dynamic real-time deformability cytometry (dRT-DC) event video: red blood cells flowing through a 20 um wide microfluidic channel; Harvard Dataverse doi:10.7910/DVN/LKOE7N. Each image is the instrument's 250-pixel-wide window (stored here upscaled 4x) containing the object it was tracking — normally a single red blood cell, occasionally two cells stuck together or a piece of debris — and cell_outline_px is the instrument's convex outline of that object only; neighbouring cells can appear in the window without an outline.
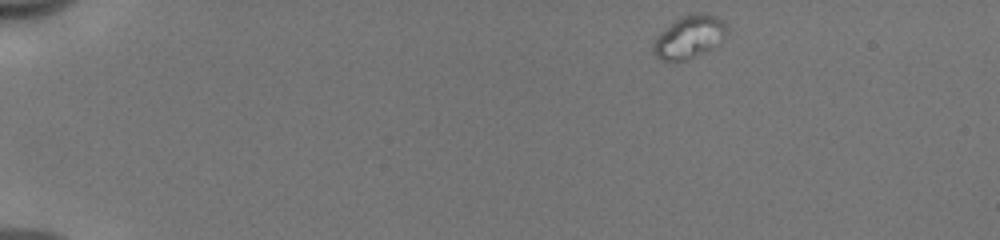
{"species": "human", "species_latin": "Homo sapiens", "temperature_condition": "cold", "stored_images_in_passage": 51, "camera_frame_rate_fps": 3000, "um_per_image_px": 0.085, "donor": {"sex": "male"}, "frame": {"image": 1, "passage_image": 1, "time_ms": 0.0, "image_size_px": [1000, 240], "cell_outline_px": [[728, 32], [720, 44], [688, 60], [664, 60], [656, 56], [652, 52], [652, 48], [656, 36], [660, 32], [676, 20], [688, 12], [708, 12], [724, 20], [728, 24]], "centroid_in_image_um": [58.65, 3.1], "position_along_channel_um": 26.4, "area_um2": 18.73}}